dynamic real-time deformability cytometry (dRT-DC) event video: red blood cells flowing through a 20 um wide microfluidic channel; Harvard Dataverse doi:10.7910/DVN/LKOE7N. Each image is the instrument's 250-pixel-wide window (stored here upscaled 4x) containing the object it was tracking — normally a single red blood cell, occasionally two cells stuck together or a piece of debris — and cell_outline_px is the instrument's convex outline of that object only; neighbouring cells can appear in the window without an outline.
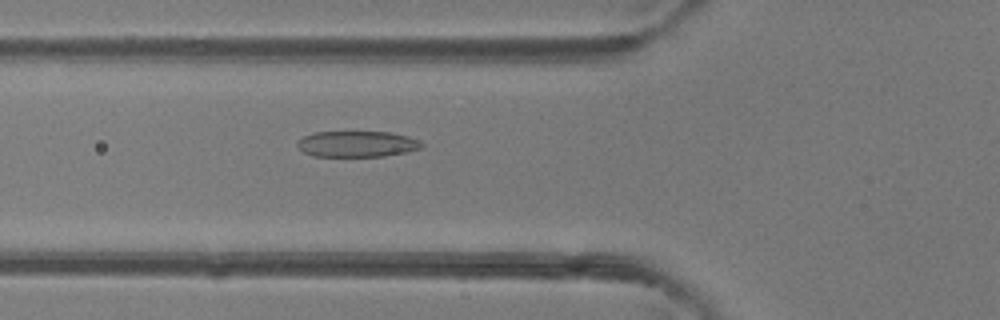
{"species": "common noctule bat (a hibernating species)", "species_latin": "Nyctalus noctula", "temperature_condition": "room temperature", "stored_images_in_passage": 46, "camera_frame_rate_fps": 3000, "um_per_image_px": 0.085, "animal": {"sex": "female"}, "frame": {"image": 1, "passage_image": 16, "time_ms": 5.0, "image_size_px": [1000, 320], "cell_outline_px": [[424, 144], [420, 148], [408, 152], [384, 156], [312, 156], [304, 152], [296, 144], [296, 140], [312, 132], [388, 132], [408, 136], [420, 140]], "centroid_in_image_um": [30.34, 12.24], "position_along_channel_um": 95.5, "area_um2": 18.9}}
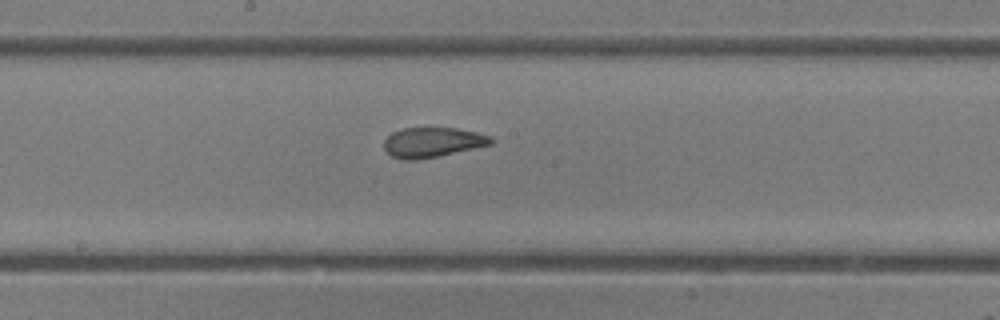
{"frame": {"image": 2, "passage_image": 24, "time_ms": 7.667, "image_size_px": [1000, 320], "cell_outline_px": [[492, 144], [436, 156], [416, 160], [408, 160], [392, 156], [384, 148], [384, 140], [392, 132], [404, 128], [456, 128], [476, 132], [492, 136]], "centroid_in_image_um": [36.75, 12.08], "position_along_channel_um": 211.4, "area_um2": 18.32}}
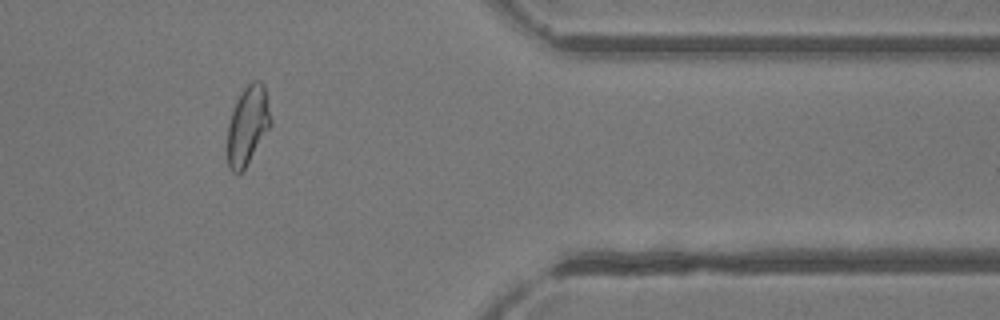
{"frame": {"image": 3, "passage_image": 38, "time_ms": 12.333, "image_size_px": [1000, 320], "cell_outline_px": [[272, 124], [244, 168], [240, 172], [232, 172], [228, 168], [228, 124], [236, 100], [240, 92], [252, 80], [260, 80], [264, 84], [272, 120]], "centroid_in_image_um": [21.06, 10.6], "position_along_channel_um": 390.3, "area_um2": 19.71}, "authors_computed_cell_mechanics": {"area_um2": 20.519, "velocity_mm_per_s": 4.3157, "shape_relaxation_time_tau1_ms": 5.1962, "shape_relaxation_time_tau2_ms": 0.9883, "deformation_change_tau1": 0.2039, "deformation_change_tau2": 0.0811}}